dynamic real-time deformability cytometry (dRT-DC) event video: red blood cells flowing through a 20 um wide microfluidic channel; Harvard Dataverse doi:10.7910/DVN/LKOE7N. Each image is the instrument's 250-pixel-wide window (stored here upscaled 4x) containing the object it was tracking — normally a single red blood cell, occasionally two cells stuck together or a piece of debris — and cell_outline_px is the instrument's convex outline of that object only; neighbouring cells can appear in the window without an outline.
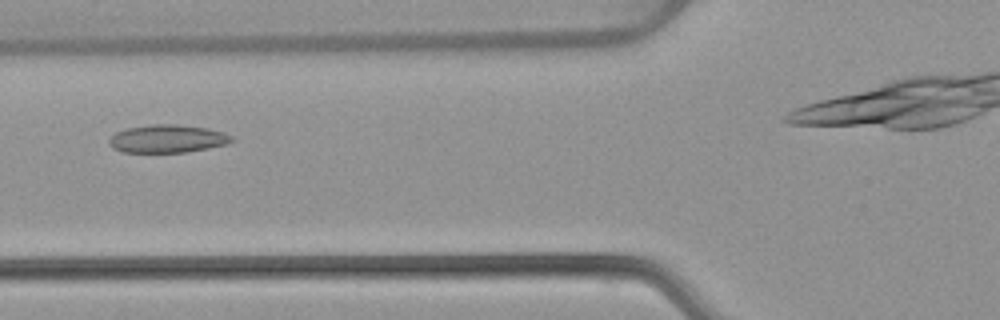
{"species": "common noctule bat (a hibernating species)", "species_latin": "Nyctalus noctula", "temperature_condition": "warm", "stored_images_in_passage": 27, "camera_frame_rate_fps": 3000, "um_per_image_px": 0.085, "animal": {"sex": "female", "body_mass_g": 22.7, "forearm_length_mm": 54.2}, "frame": {"image": 1, "passage_image": 4, "time_ms": 1.0, "image_size_px": [1000, 320], "cell_outline_px": [[236, 140], [228, 144], [188, 152], [124, 152], [112, 148], [108, 144], [108, 140], [116, 132], [128, 128], [152, 124], [176, 124], [208, 128], [224, 132], [232, 136]], "centroid_in_image_um": [14.27, 11.79], "position_along_channel_um": 111.5, "area_um2": 20.11}}
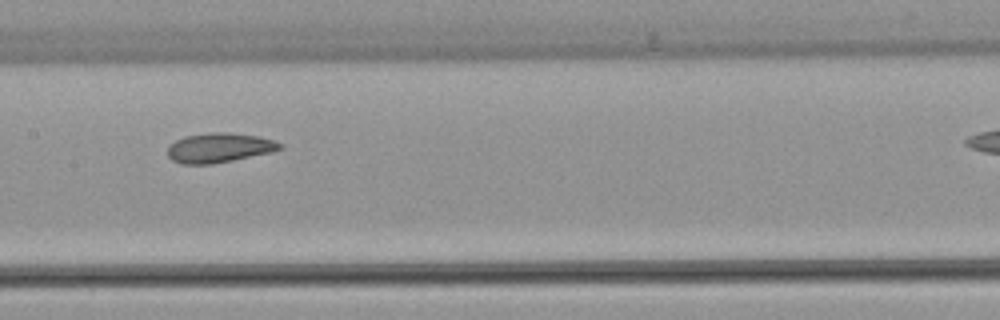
{"frame": {"image": 2, "passage_image": 10, "time_ms": 3.0, "image_size_px": [1000, 320], "cell_outline_px": [[284, 148], [272, 152], [212, 164], [180, 164], [172, 160], [168, 156], [168, 144], [184, 136], [216, 132], [228, 132], [256, 136], [276, 140], [284, 144]], "centroid_in_image_um": [18.65, 12.56], "position_along_channel_um": 188.8, "area_um2": 19.48}}
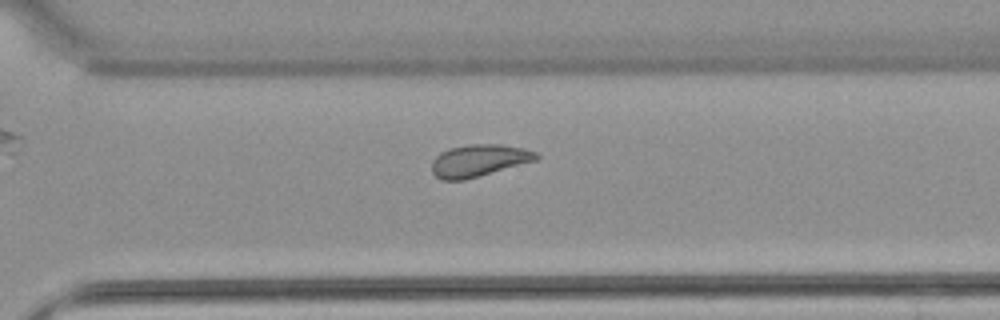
{"frame": {"image": 3, "passage_image": 21, "time_ms": 6.667, "image_size_px": [1000, 320], "cell_outline_px": [[540, 156], [536, 160], [464, 180], [440, 180], [432, 172], [432, 160], [440, 152], [448, 148], [468, 144], [500, 144], [524, 148], [536, 152]], "centroid_in_image_um": [40.67, 13.63], "position_along_channel_um": 329.9, "area_um2": 19.54}}